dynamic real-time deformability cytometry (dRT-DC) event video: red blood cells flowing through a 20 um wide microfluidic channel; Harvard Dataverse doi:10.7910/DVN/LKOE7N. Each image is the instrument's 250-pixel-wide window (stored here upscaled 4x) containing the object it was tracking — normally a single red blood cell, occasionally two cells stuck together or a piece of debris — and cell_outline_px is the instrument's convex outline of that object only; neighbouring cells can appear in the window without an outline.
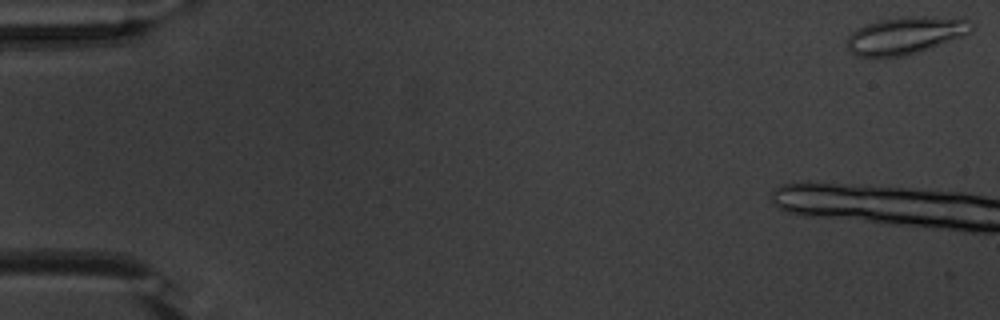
{"species": "common noctule bat (a hibernating species)", "species_latin": "Nyctalus noctula", "temperature_condition": "warm", "stored_images_in_passage": 10, "camera_frame_rate_fps": 3000, "um_per_image_px": 0.085, "animal": {"sex": "male", "body_mass_g": 20.1, "forearm_length_mm": 53.5}, "frame": {"image": 1, "passage_image": 1, "time_ms": 0.0, "image_size_px": [1000, 320], "cell_outline_px": [[976, 24], [972, 32], [964, 36], [916, 52], [900, 56], [856, 56], [848, 48], [848, 36], [856, 28], [864, 24], [880, 20], [912, 16], [932, 16], [972, 20]], "centroid_in_image_um": [77.02, 2.98], "position_along_channel_um": 8.0, "area_um2": 26.88}}